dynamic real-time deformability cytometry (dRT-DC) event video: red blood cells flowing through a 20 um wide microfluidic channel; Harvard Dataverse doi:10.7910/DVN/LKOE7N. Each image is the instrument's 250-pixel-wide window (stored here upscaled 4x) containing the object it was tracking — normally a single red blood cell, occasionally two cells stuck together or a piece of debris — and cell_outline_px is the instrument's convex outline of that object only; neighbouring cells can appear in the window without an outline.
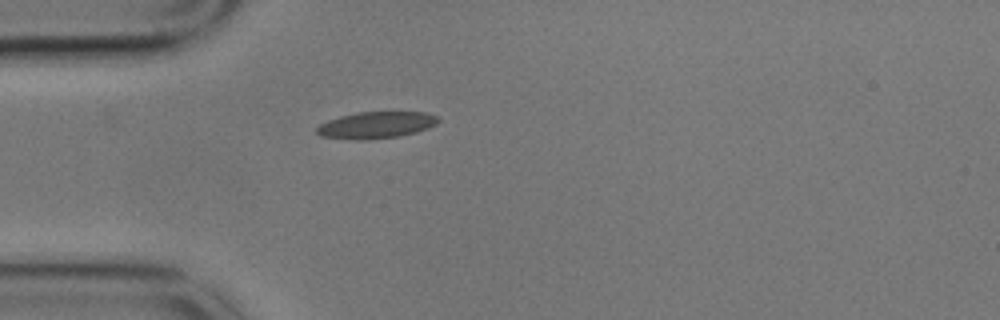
{"species": "common noctule bat (a hibernating species)", "species_latin": "Nyctalus noctula", "temperature_condition": "cold", "stored_images_in_passage": 37, "camera_frame_rate_fps": 3000, "um_per_image_px": 0.085, "animal": {"sex": "male", "body_mass_g": 17.9}, "frame": {"image": 1, "passage_image": 1, "time_ms": 0.0, "image_size_px": [1000, 320], "cell_outline_px": [[440, 120], [436, 124], [428, 128], [416, 132], [400, 136], [364, 140], [356, 140], [320, 136], [316, 132], [316, 128], [320, 124], [328, 120], [340, 116], [356, 112], [428, 112], [436, 116]], "centroid_in_image_um": [31.97, 10.63], "position_along_channel_um": 53.0, "area_um2": 18.96}}
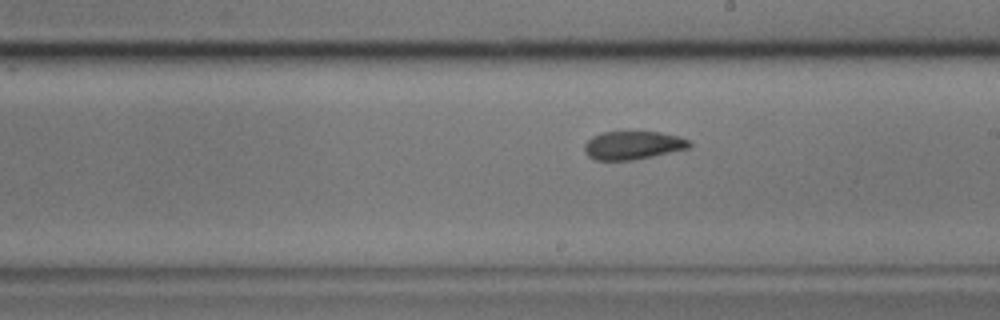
{"frame": {"image": 2, "passage_image": 17, "time_ms": 5.333, "image_size_px": [1000, 320], "cell_outline_px": [[692, 144], [688, 148], [652, 156], [632, 160], [596, 160], [588, 156], [584, 152], [584, 144], [592, 136], [600, 132], [660, 132], [680, 136], [692, 140]], "centroid_in_image_um": [53.8, 12.34], "position_along_channel_um": 235.2, "area_um2": 17.4}}
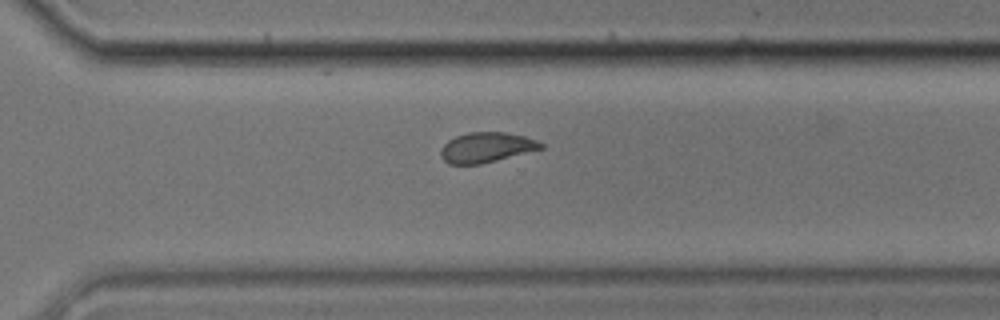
{"frame": {"image": 3, "passage_image": 25, "time_ms": 8.0, "image_size_px": [1000, 320], "cell_outline_px": [[544, 148], [480, 164], [448, 164], [440, 156], [440, 152], [444, 144], [448, 140], [456, 136], [468, 132], [504, 132], [524, 136], [536, 140], [544, 144]], "centroid_in_image_um": [41.33, 12.52], "position_along_channel_um": 329.3, "area_um2": 17.46}, "authors_computed_cell_mechanics": {"area_um2": 18.3804, "velocity_mm_per_s": 3.538, "shape_relaxation_time_tau1_ms": null, "shape_relaxation_time_tau2_ms": 3.107, "deformation_change_tau1": null, "deformation_change_tau2": 0.0749}}